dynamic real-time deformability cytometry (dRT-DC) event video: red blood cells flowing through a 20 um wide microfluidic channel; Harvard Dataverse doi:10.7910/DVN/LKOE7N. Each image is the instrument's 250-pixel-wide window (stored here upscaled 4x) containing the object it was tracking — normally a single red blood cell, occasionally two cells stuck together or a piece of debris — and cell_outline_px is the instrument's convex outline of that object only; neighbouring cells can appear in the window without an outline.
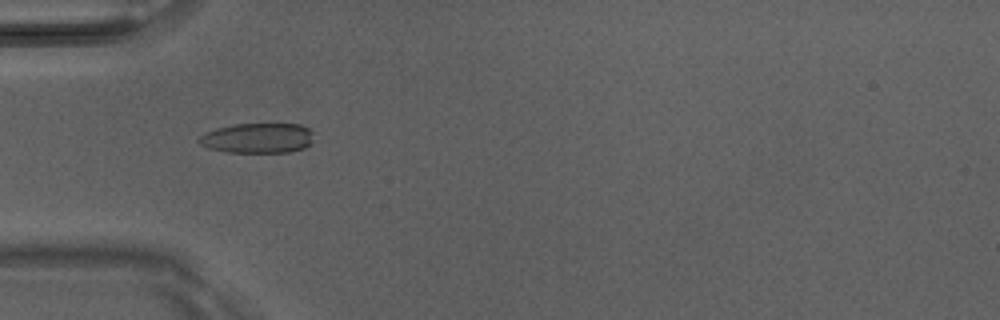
{"species": "Egyptian fruit bat (a non-hibernating species)", "species_latin": "Rousettus aegyptiacus", "temperature_condition": "room temperature", "stored_images_in_passage": 8, "camera_frame_rate_fps": 3000, "um_per_image_px": 0.085, "animal": {"sex": "male"}, "frame": {"image": 1, "passage_image": 4, "time_ms": 1.0, "image_size_px": [1000, 320], "cell_outline_px": [[312, 144], [304, 148], [288, 152], [228, 152], [208, 148], [200, 144], [196, 140], [204, 132], [216, 128], [232, 124], [300, 124], [308, 128], [312, 132]], "centroid_in_image_um": [21.88, 11.73], "position_along_channel_um": 63.1, "area_um2": 20.23}}